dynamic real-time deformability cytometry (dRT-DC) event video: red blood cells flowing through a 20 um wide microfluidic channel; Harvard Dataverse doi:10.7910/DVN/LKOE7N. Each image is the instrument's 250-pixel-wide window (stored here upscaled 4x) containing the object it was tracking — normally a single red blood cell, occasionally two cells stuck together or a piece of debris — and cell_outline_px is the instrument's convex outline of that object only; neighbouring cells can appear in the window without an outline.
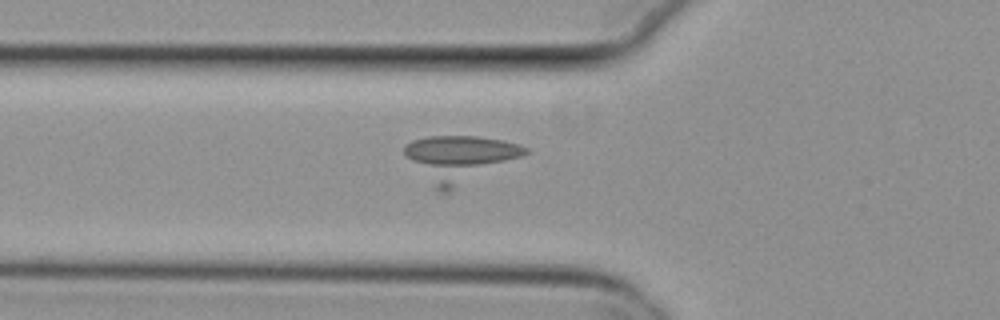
{"species": "common noctule bat (a hibernating species)", "species_latin": "Nyctalus noctula", "temperature_condition": "cold", "stored_images_in_passage": 51, "camera_frame_rate_fps": 3000, "um_per_image_px": 0.085, "animal": {"sex": "female", "body_mass_g": 29.2, "forearm_length_mm": 56.3}, "frame": {"image": 1, "passage_image": 15, "time_ms": 4.667, "image_size_px": [1000, 320], "cell_outline_px": [[528, 152], [448, 192], [440, 192], [436, 188], [404, 152], [404, 144], [412, 140], [428, 136], [476, 136], [504, 140], [520, 144], [528, 148]], "centroid_in_image_um": [39.07, 13.43], "position_along_channel_um": 86.7, "area_um2": 31.21}}